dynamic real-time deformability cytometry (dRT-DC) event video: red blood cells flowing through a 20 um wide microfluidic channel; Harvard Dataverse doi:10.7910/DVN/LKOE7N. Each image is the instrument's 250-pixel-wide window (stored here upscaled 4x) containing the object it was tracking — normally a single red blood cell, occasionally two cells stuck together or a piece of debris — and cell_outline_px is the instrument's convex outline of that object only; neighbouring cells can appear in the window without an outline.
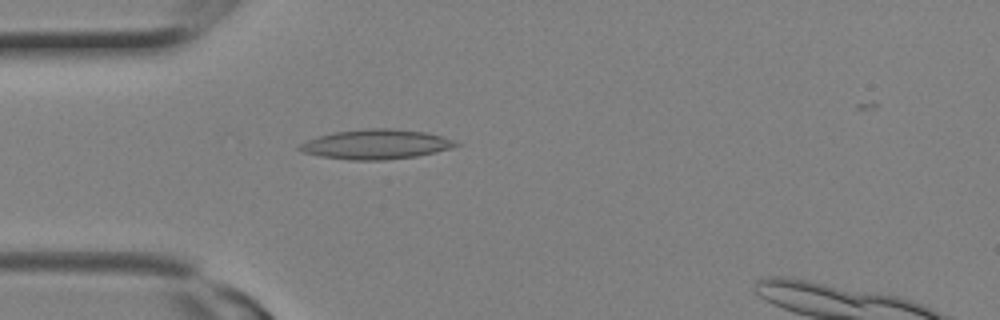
{"species": "Egyptian fruit bat (a non-hibernating species)", "species_latin": "Rousettus aegyptiacus", "temperature_condition": "room temperature", "stored_images_in_passage": 7, "camera_frame_rate_fps": 3000, "um_per_image_px": 0.085, "animal": {"sex": "female"}, "frame": {"image": 1, "passage_image": 1, "time_ms": 0.0, "image_size_px": [1000, 320], "cell_outline_px": [[460, 144], [436, 152], [416, 156], [384, 160], [348, 160], [320, 156], [304, 152], [296, 148], [300, 144], [308, 140], [320, 136], [336, 132], [368, 128], [392, 128], [424, 132], [440, 136], [452, 140]], "centroid_in_image_um": [31.93, 12.27], "position_along_channel_um": 53.1, "area_um2": 26.65}}
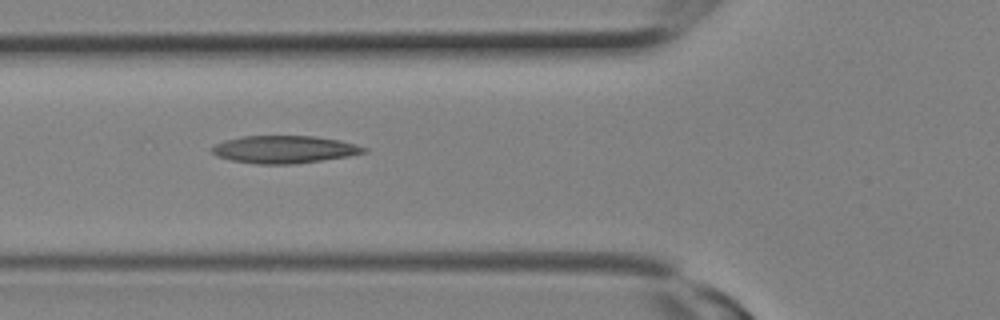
{"frame": {"image": 2, "passage_image": 3, "time_ms": 0.667, "image_size_px": [1000, 320], "cell_outline_px": [[368, 152], [348, 156], [292, 164], [256, 164], [232, 160], [216, 156], [212, 152], [212, 148], [216, 144], [224, 140], [244, 136], [312, 136], [340, 140], [356, 144], [368, 148]], "centroid_in_image_um": [24.18, 12.7], "position_along_channel_um": 101.6, "area_um2": 24.28}}
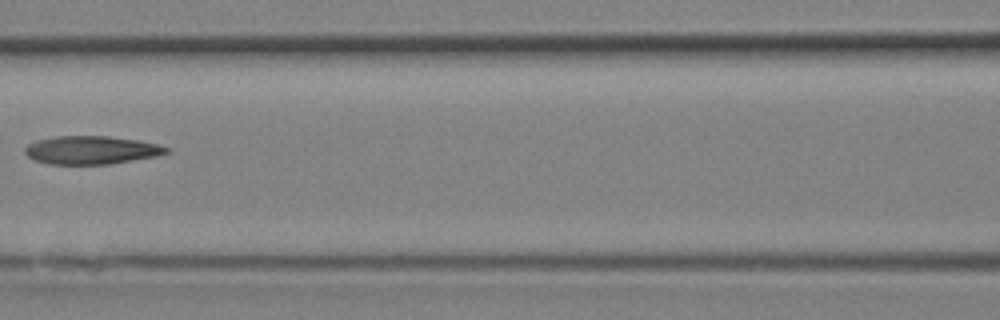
{"frame": {"image": 3, "passage_image": 5, "time_ms": 1.333, "image_size_px": [1000, 320], "cell_outline_px": [[172, 152], [156, 156], [108, 164], [48, 164], [36, 160], [28, 156], [24, 152], [24, 148], [28, 144], [36, 140], [56, 136], [108, 136], [140, 140], [160, 144], [172, 148]], "centroid_in_image_um": [7.82, 12.74], "position_along_channel_um": 158.8, "area_um2": 23.47}}